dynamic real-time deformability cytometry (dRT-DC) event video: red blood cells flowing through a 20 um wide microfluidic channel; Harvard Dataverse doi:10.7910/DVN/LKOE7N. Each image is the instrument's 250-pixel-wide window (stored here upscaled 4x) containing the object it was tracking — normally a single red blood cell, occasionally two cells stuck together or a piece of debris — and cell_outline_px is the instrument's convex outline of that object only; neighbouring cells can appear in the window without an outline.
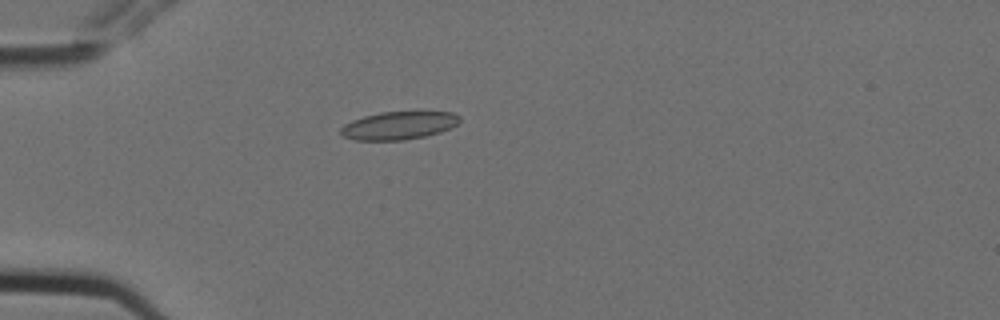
{"species": "Egyptian fruit bat (a non-hibernating species)", "species_latin": "Rousettus aegyptiacus", "temperature_condition": "cold", "stored_images_in_passage": 6, "camera_frame_rate_fps": 3000, "um_per_image_px": 0.085, "animal": {"sex": "female"}, "frame": {"image": 1, "passage_image": 4, "time_ms": 1.0, "image_size_px": [1000, 320], "cell_outline_px": [[460, 120], [456, 124], [440, 132], [424, 136], [404, 140], [356, 140], [340, 136], [340, 128], [344, 124], [352, 120], [364, 116], [380, 112], [452, 112], [460, 116]], "centroid_in_image_um": [33.84, 10.67], "position_along_channel_um": 51.2, "area_um2": 19.31}}